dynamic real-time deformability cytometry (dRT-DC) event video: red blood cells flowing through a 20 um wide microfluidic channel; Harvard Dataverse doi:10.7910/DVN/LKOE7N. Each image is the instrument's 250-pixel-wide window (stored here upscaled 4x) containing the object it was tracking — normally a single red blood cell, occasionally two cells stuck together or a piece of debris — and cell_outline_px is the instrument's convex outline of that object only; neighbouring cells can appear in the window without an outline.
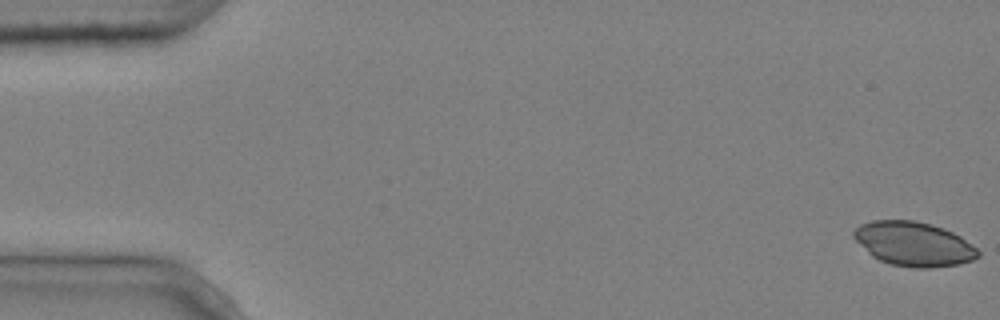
{"species": "common noctule bat (a hibernating species)", "species_latin": "Nyctalus noctula", "temperature_condition": "cold", "stored_images_in_passage": 4, "camera_frame_rate_fps": 3000, "um_per_image_px": 0.085, "animal": {"sex": "male", "body_mass_g": 20.4}, "frame": {"image": 1, "passage_image": 1, "time_ms": 0.0, "image_size_px": [1000, 320], "cell_outline_px": [[980, 256], [972, 260], [960, 264], [932, 268], [916, 268], [892, 264], [880, 260], [872, 256], [852, 236], [852, 232], [860, 224], [872, 220], [916, 220], [932, 224], [944, 228], [960, 236], [976, 248], [980, 252]], "centroid_in_image_um": [77.67, 20.73], "position_along_channel_um": 7.3, "area_um2": 32.08}}